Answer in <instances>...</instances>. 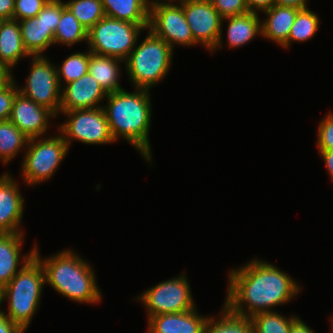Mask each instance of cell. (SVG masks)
Listing matches in <instances>:
<instances>
[{
    "label": "cell",
    "instance_id": "1",
    "mask_svg": "<svg viewBox=\"0 0 333 333\" xmlns=\"http://www.w3.org/2000/svg\"><path fill=\"white\" fill-rule=\"evenodd\" d=\"M245 264L228 274L224 306L234 315L250 318L274 311L302 290L295 279L269 262L254 258Z\"/></svg>",
    "mask_w": 333,
    "mask_h": 333
},
{
    "label": "cell",
    "instance_id": "2",
    "mask_svg": "<svg viewBox=\"0 0 333 333\" xmlns=\"http://www.w3.org/2000/svg\"><path fill=\"white\" fill-rule=\"evenodd\" d=\"M127 92L122 89L107 94V105L102 106L108 120L109 130L114 141L119 137L129 142L144 160L152 162L149 131L151 124L150 90L134 88Z\"/></svg>",
    "mask_w": 333,
    "mask_h": 333
},
{
    "label": "cell",
    "instance_id": "3",
    "mask_svg": "<svg viewBox=\"0 0 333 333\" xmlns=\"http://www.w3.org/2000/svg\"><path fill=\"white\" fill-rule=\"evenodd\" d=\"M70 248L47 258L41 257L35 244L34 256L43 265L45 282L59 294L77 303L99 304L102 299L95 271L82 256Z\"/></svg>",
    "mask_w": 333,
    "mask_h": 333
},
{
    "label": "cell",
    "instance_id": "4",
    "mask_svg": "<svg viewBox=\"0 0 333 333\" xmlns=\"http://www.w3.org/2000/svg\"><path fill=\"white\" fill-rule=\"evenodd\" d=\"M45 271L40 261L33 256L22 269L2 288L0 308L8 300V313L2 311L24 331L32 322L39 308L45 285Z\"/></svg>",
    "mask_w": 333,
    "mask_h": 333
},
{
    "label": "cell",
    "instance_id": "5",
    "mask_svg": "<svg viewBox=\"0 0 333 333\" xmlns=\"http://www.w3.org/2000/svg\"><path fill=\"white\" fill-rule=\"evenodd\" d=\"M147 31L146 38L140 45L136 43L124 66L132 86L150 90L167 76L174 50L162 38Z\"/></svg>",
    "mask_w": 333,
    "mask_h": 333
},
{
    "label": "cell",
    "instance_id": "6",
    "mask_svg": "<svg viewBox=\"0 0 333 333\" xmlns=\"http://www.w3.org/2000/svg\"><path fill=\"white\" fill-rule=\"evenodd\" d=\"M142 25L104 16L87 33L88 50L125 61L139 43Z\"/></svg>",
    "mask_w": 333,
    "mask_h": 333
},
{
    "label": "cell",
    "instance_id": "7",
    "mask_svg": "<svg viewBox=\"0 0 333 333\" xmlns=\"http://www.w3.org/2000/svg\"><path fill=\"white\" fill-rule=\"evenodd\" d=\"M39 139H29L21 164L23 181L31 187L52 178L70 149L60 133Z\"/></svg>",
    "mask_w": 333,
    "mask_h": 333
},
{
    "label": "cell",
    "instance_id": "8",
    "mask_svg": "<svg viewBox=\"0 0 333 333\" xmlns=\"http://www.w3.org/2000/svg\"><path fill=\"white\" fill-rule=\"evenodd\" d=\"M184 273L160 282L136 297L145 306L148 319L159 314L189 312L197 307Z\"/></svg>",
    "mask_w": 333,
    "mask_h": 333
},
{
    "label": "cell",
    "instance_id": "9",
    "mask_svg": "<svg viewBox=\"0 0 333 333\" xmlns=\"http://www.w3.org/2000/svg\"><path fill=\"white\" fill-rule=\"evenodd\" d=\"M62 113L67 119L58 125L57 132L63 136L69 148L73 140L91 145L115 142L103 107L60 111V114Z\"/></svg>",
    "mask_w": 333,
    "mask_h": 333
},
{
    "label": "cell",
    "instance_id": "10",
    "mask_svg": "<svg viewBox=\"0 0 333 333\" xmlns=\"http://www.w3.org/2000/svg\"><path fill=\"white\" fill-rule=\"evenodd\" d=\"M31 56V66L26 85L18 87L19 92L51 110L56 116L60 115L61 87L58 81L56 65L45 57Z\"/></svg>",
    "mask_w": 333,
    "mask_h": 333
},
{
    "label": "cell",
    "instance_id": "11",
    "mask_svg": "<svg viewBox=\"0 0 333 333\" xmlns=\"http://www.w3.org/2000/svg\"><path fill=\"white\" fill-rule=\"evenodd\" d=\"M187 23L198 45L213 53L223 47L222 20L209 0H181Z\"/></svg>",
    "mask_w": 333,
    "mask_h": 333
},
{
    "label": "cell",
    "instance_id": "12",
    "mask_svg": "<svg viewBox=\"0 0 333 333\" xmlns=\"http://www.w3.org/2000/svg\"><path fill=\"white\" fill-rule=\"evenodd\" d=\"M148 29L168 43L173 50L177 45L190 47L197 44L179 2L151 5Z\"/></svg>",
    "mask_w": 333,
    "mask_h": 333
},
{
    "label": "cell",
    "instance_id": "13",
    "mask_svg": "<svg viewBox=\"0 0 333 333\" xmlns=\"http://www.w3.org/2000/svg\"><path fill=\"white\" fill-rule=\"evenodd\" d=\"M51 118H57L51 110L40 106L19 91L16 93L9 120L26 137L32 139L47 135Z\"/></svg>",
    "mask_w": 333,
    "mask_h": 333
},
{
    "label": "cell",
    "instance_id": "14",
    "mask_svg": "<svg viewBox=\"0 0 333 333\" xmlns=\"http://www.w3.org/2000/svg\"><path fill=\"white\" fill-rule=\"evenodd\" d=\"M106 98L105 90L87 73L62 88L60 111L99 108Z\"/></svg>",
    "mask_w": 333,
    "mask_h": 333
},
{
    "label": "cell",
    "instance_id": "15",
    "mask_svg": "<svg viewBox=\"0 0 333 333\" xmlns=\"http://www.w3.org/2000/svg\"><path fill=\"white\" fill-rule=\"evenodd\" d=\"M19 186L11 174L0 176V233L23 232L24 199Z\"/></svg>",
    "mask_w": 333,
    "mask_h": 333
},
{
    "label": "cell",
    "instance_id": "16",
    "mask_svg": "<svg viewBox=\"0 0 333 333\" xmlns=\"http://www.w3.org/2000/svg\"><path fill=\"white\" fill-rule=\"evenodd\" d=\"M24 232L0 233V287H5L11 279L22 269V267L33 258L34 247L30 253L22 254ZM21 264H20V262ZM21 265L20 268L18 266Z\"/></svg>",
    "mask_w": 333,
    "mask_h": 333
},
{
    "label": "cell",
    "instance_id": "17",
    "mask_svg": "<svg viewBox=\"0 0 333 333\" xmlns=\"http://www.w3.org/2000/svg\"><path fill=\"white\" fill-rule=\"evenodd\" d=\"M208 318L199 314L197 308L189 312L159 314L147 320V333H203Z\"/></svg>",
    "mask_w": 333,
    "mask_h": 333
},
{
    "label": "cell",
    "instance_id": "18",
    "mask_svg": "<svg viewBox=\"0 0 333 333\" xmlns=\"http://www.w3.org/2000/svg\"><path fill=\"white\" fill-rule=\"evenodd\" d=\"M299 10L295 7L274 5L262 12L267 16L264 21L261 20L262 37L282 47L288 40Z\"/></svg>",
    "mask_w": 333,
    "mask_h": 333
},
{
    "label": "cell",
    "instance_id": "19",
    "mask_svg": "<svg viewBox=\"0 0 333 333\" xmlns=\"http://www.w3.org/2000/svg\"><path fill=\"white\" fill-rule=\"evenodd\" d=\"M31 57L24 47L18 20L0 21V64L10 68L23 57Z\"/></svg>",
    "mask_w": 333,
    "mask_h": 333
},
{
    "label": "cell",
    "instance_id": "20",
    "mask_svg": "<svg viewBox=\"0 0 333 333\" xmlns=\"http://www.w3.org/2000/svg\"><path fill=\"white\" fill-rule=\"evenodd\" d=\"M23 44L31 56L43 55L54 44V34L44 22V7L36 17L19 21Z\"/></svg>",
    "mask_w": 333,
    "mask_h": 333
},
{
    "label": "cell",
    "instance_id": "21",
    "mask_svg": "<svg viewBox=\"0 0 333 333\" xmlns=\"http://www.w3.org/2000/svg\"><path fill=\"white\" fill-rule=\"evenodd\" d=\"M259 13L247 12L241 15L227 17L222 22L227 23V45L238 48L247 45L256 36L262 35Z\"/></svg>",
    "mask_w": 333,
    "mask_h": 333
},
{
    "label": "cell",
    "instance_id": "22",
    "mask_svg": "<svg viewBox=\"0 0 333 333\" xmlns=\"http://www.w3.org/2000/svg\"><path fill=\"white\" fill-rule=\"evenodd\" d=\"M121 59L101 56L90 51L88 73L100 84L107 94L122 90L118 83L121 77Z\"/></svg>",
    "mask_w": 333,
    "mask_h": 333
},
{
    "label": "cell",
    "instance_id": "23",
    "mask_svg": "<svg viewBox=\"0 0 333 333\" xmlns=\"http://www.w3.org/2000/svg\"><path fill=\"white\" fill-rule=\"evenodd\" d=\"M104 14L118 20L149 26L150 5L146 0H101Z\"/></svg>",
    "mask_w": 333,
    "mask_h": 333
},
{
    "label": "cell",
    "instance_id": "24",
    "mask_svg": "<svg viewBox=\"0 0 333 333\" xmlns=\"http://www.w3.org/2000/svg\"><path fill=\"white\" fill-rule=\"evenodd\" d=\"M87 33L88 31L62 1V13L54 33V44H62L68 47L83 41L87 44Z\"/></svg>",
    "mask_w": 333,
    "mask_h": 333
},
{
    "label": "cell",
    "instance_id": "25",
    "mask_svg": "<svg viewBox=\"0 0 333 333\" xmlns=\"http://www.w3.org/2000/svg\"><path fill=\"white\" fill-rule=\"evenodd\" d=\"M29 138L10 120L0 121V160L7 164L27 147Z\"/></svg>",
    "mask_w": 333,
    "mask_h": 333
},
{
    "label": "cell",
    "instance_id": "26",
    "mask_svg": "<svg viewBox=\"0 0 333 333\" xmlns=\"http://www.w3.org/2000/svg\"><path fill=\"white\" fill-rule=\"evenodd\" d=\"M218 316L209 315L203 333H253L250 318L234 315L224 305Z\"/></svg>",
    "mask_w": 333,
    "mask_h": 333
},
{
    "label": "cell",
    "instance_id": "27",
    "mask_svg": "<svg viewBox=\"0 0 333 333\" xmlns=\"http://www.w3.org/2000/svg\"><path fill=\"white\" fill-rule=\"evenodd\" d=\"M317 15L309 8L300 9L291 27L288 40L282 47L288 49L291 42H306L313 38L320 25V19Z\"/></svg>",
    "mask_w": 333,
    "mask_h": 333
},
{
    "label": "cell",
    "instance_id": "28",
    "mask_svg": "<svg viewBox=\"0 0 333 333\" xmlns=\"http://www.w3.org/2000/svg\"><path fill=\"white\" fill-rule=\"evenodd\" d=\"M299 316L286 317L276 311L260 312L250 317L253 333H290L291 324Z\"/></svg>",
    "mask_w": 333,
    "mask_h": 333
},
{
    "label": "cell",
    "instance_id": "29",
    "mask_svg": "<svg viewBox=\"0 0 333 333\" xmlns=\"http://www.w3.org/2000/svg\"><path fill=\"white\" fill-rule=\"evenodd\" d=\"M65 6L87 31L105 16L101 0H69Z\"/></svg>",
    "mask_w": 333,
    "mask_h": 333
},
{
    "label": "cell",
    "instance_id": "30",
    "mask_svg": "<svg viewBox=\"0 0 333 333\" xmlns=\"http://www.w3.org/2000/svg\"><path fill=\"white\" fill-rule=\"evenodd\" d=\"M90 51L77 52L67 56L59 67L56 66L57 76L60 87L63 88L65 84L79 79L88 73ZM63 81V82H62Z\"/></svg>",
    "mask_w": 333,
    "mask_h": 333
},
{
    "label": "cell",
    "instance_id": "31",
    "mask_svg": "<svg viewBox=\"0 0 333 333\" xmlns=\"http://www.w3.org/2000/svg\"><path fill=\"white\" fill-rule=\"evenodd\" d=\"M48 1L49 0H15L13 19L21 21L36 17Z\"/></svg>",
    "mask_w": 333,
    "mask_h": 333
},
{
    "label": "cell",
    "instance_id": "32",
    "mask_svg": "<svg viewBox=\"0 0 333 333\" xmlns=\"http://www.w3.org/2000/svg\"><path fill=\"white\" fill-rule=\"evenodd\" d=\"M316 145L318 150H333V111L320 120Z\"/></svg>",
    "mask_w": 333,
    "mask_h": 333
},
{
    "label": "cell",
    "instance_id": "33",
    "mask_svg": "<svg viewBox=\"0 0 333 333\" xmlns=\"http://www.w3.org/2000/svg\"><path fill=\"white\" fill-rule=\"evenodd\" d=\"M221 17L227 18L249 12L246 0H209Z\"/></svg>",
    "mask_w": 333,
    "mask_h": 333
},
{
    "label": "cell",
    "instance_id": "34",
    "mask_svg": "<svg viewBox=\"0 0 333 333\" xmlns=\"http://www.w3.org/2000/svg\"><path fill=\"white\" fill-rule=\"evenodd\" d=\"M15 78L0 90V121L9 120L12 104L16 93L19 91Z\"/></svg>",
    "mask_w": 333,
    "mask_h": 333
},
{
    "label": "cell",
    "instance_id": "35",
    "mask_svg": "<svg viewBox=\"0 0 333 333\" xmlns=\"http://www.w3.org/2000/svg\"><path fill=\"white\" fill-rule=\"evenodd\" d=\"M62 13V0H49L44 6V22L54 34Z\"/></svg>",
    "mask_w": 333,
    "mask_h": 333
},
{
    "label": "cell",
    "instance_id": "36",
    "mask_svg": "<svg viewBox=\"0 0 333 333\" xmlns=\"http://www.w3.org/2000/svg\"><path fill=\"white\" fill-rule=\"evenodd\" d=\"M0 309V333H24L25 331L13 323Z\"/></svg>",
    "mask_w": 333,
    "mask_h": 333
},
{
    "label": "cell",
    "instance_id": "37",
    "mask_svg": "<svg viewBox=\"0 0 333 333\" xmlns=\"http://www.w3.org/2000/svg\"><path fill=\"white\" fill-rule=\"evenodd\" d=\"M249 12H264L275 5V0H246Z\"/></svg>",
    "mask_w": 333,
    "mask_h": 333
},
{
    "label": "cell",
    "instance_id": "38",
    "mask_svg": "<svg viewBox=\"0 0 333 333\" xmlns=\"http://www.w3.org/2000/svg\"><path fill=\"white\" fill-rule=\"evenodd\" d=\"M15 0H0V21L13 19Z\"/></svg>",
    "mask_w": 333,
    "mask_h": 333
},
{
    "label": "cell",
    "instance_id": "39",
    "mask_svg": "<svg viewBox=\"0 0 333 333\" xmlns=\"http://www.w3.org/2000/svg\"><path fill=\"white\" fill-rule=\"evenodd\" d=\"M13 79L12 70L0 64V90L4 89Z\"/></svg>",
    "mask_w": 333,
    "mask_h": 333
},
{
    "label": "cell",
    "instance_id": "40",
    "mask_svg": "<svg viewBox=\"0 0 333 333\" xmlns=\"http://www.w3.org/2000/svg\"><path fill=\"white\" fill-rule=\"evenodd\" d=\"M318 154L322 157L327 173H329L330 178L333 180V150H318Z\"/></svg>",
    "mask_w": 333,
    "mask_h": 333
},
{
    "label": "cell",
    "instance_id": "41",
    "mask_svg": "<svg viewBox=\"0 0 333 333\" xmlns=\"http://www.w3.org/2000/svg\"><path fill=\"white\" fill-rule=\"evenodd\" d=\"M290 333H314V331L302 320L298 317L292 324Z\"/></svg>",
    "mask_w": 333,
    "mask_h": 333
},
{
    "label": "cell",
    "instance_id": "42",
    "mask_svg": "<svg viewBox=\"0 0 333 333\" xmlns=\"http://www.w3.org/2000/svg\"><path fill=\"white\" fill-rule=\"evenodd\" d=\"M308 0H275V5L290 6L298 9L308 8Z\"/></svg>",
    "mask_w": 333,
    "mask_h": 333
},
{
    "label": "cell",
    "instance_id": "43",
    "mask_svg": "<svg viewBox=\"0 0 333 333\" xmlns=\"http://www.w3.org/2000/svg\"><path fill=\"white\" fill-rule=\"evenodd\" d=\"M181 0H146V2L151 6L157 3H169V2H180Z\"/></svg>",
    "mask_w": 333,
    "mask_h": 333
},
{
    "label": "cell",
    "instance_id": "44",
    "mask_svg": "<svg viewBox=\"0 0 333 333\" xmlns=\"http://www.w3.org/2000/svg\"><path fill=\"white\" fill-rule=\"evenodd\" d=\"M330 321H331L330 322V325H331L330 328L332 329L331 331L333 332V315H331Z\"/></svg>",
    "mask_w": 333,
    "mask_h": 333
},
{
    "label": "cell",
    "instance_id": "45",
    "mask_svg": "<svg viewBox=\"0 0 333 333\" xmlns=\"http://www.w3.org/2000/svg\"><path fill=\"white\" fill-rule=\"evenodd\" d=\"M1 296H2V288L0 287V300H1Z\"/></svg>",
    "mask_w": 333,
    "mask_h": 333
}]
</instances>
